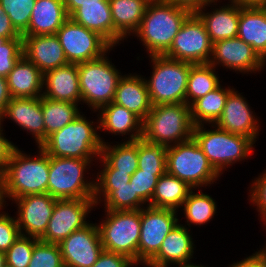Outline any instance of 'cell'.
Returning a JSON list of instances; mask_svg holds the SVG:
<instances>
[{
	"label": "cell",
	"instance_id": "obj_1",
	"mask_svg": "<svg viewBox=\"0 0 266 267\" xmlns=\"http://www.w3.org/2000/svg\"><path fill=\"white\" fill-rule=\"evenodd\" d=\"M193 12L166 0H151L137 31L132 35L142 42L148 56L164 55L185 20Z\"/></svg>",
	"mask_w": 266,
	"mask_h": 267
},
{
	"label": "cell",
	"instance_id": "obj_2",
	"mask_svg": "<svg viewBox=\"0 0 266 267\" xmlns=\"http://www.w3.org/2000/svg\"><path fill=\"white\" fill-rule=\"evenodd\" d=\"M38 155L31 156L17 146L13 149L2 173V205L15 198L30 194L47 193L49 177V155L40 147ZM9 198V199H8Z\"/></svg>",
	"mask_w": 266,
	"mask_h": 267
},
{
	"label": "cell",
	"instance_id": "obj_3",
	"mask_svg": "<svg viewBox=\"0 0 266 267\" xmlns=\"http://www.w3.org/2000/svg\"><path fill=\"white\" fill-rule=\"evenodd\" d=\"M83 112L62 129L50 135L40 147L54 157L99 159L102 145L106 143L97 130V122L87 120ZM97 125H94L96 124Z\"/></svg>",
	"mask_w": 266,
	"mask_h": 267
},
{
	"label": "cell",
	"instance_id": "obj_4",
	"mask_svg": "<svg viewBox=\"0 0 266 267\" xmlns=\"http://www.w3.org/2000/svg\"><path fill=\"white\" fill-rule=\"evenodd\" d=\"M204 126H194L192 137L220 175L231 165L247 160L252 155L255 143L251 139L222 130L214 124L209 126L213 130H206Z\"/></svg>",
	"mask_w": 266,
	"mask_h": 267
},
{
	"label": "cell",
	"instance_id": "obj_5",
	"mask_svg": "<svg viewBox=\"0 0 266 267\" xmlns=\"http://www.w3.org/2000/svg\"><path fill=\"white\" fill-rule=\"evenodd\" d=\"M94 160L49 156L47 193L56 199L94 198L95 179L84 175Z\"/></svg>",
	"mask_w": 266,
	"mask_h": 267
},
{
	"label": "cell",
	"instance_id": "obj_6",
	"mask_svg": "<svg viewBox=\"0 0 266 267\" xmlns=\"http://www.w3.org/2000/svg\"><path fill=\"white\" fill-rule=\"evenodd\" d=\"M193 128L186 103L155 105L143 121L142 138L168 147L191 139Z\"/></svg>",
	"mask_w": 266,
	"mask_h": 267
},
{
	"label": "cell",
	"instance_id": "obj_7",
	"mask_svg": "<svg viewBox=\"0 0 266 267\" xmlns=\"http://www.w3.org/2000/svg\"><path fill=\"white\" fill-rule=\"evenodd\" d=\"M152 73L146 80L152 106L186 103L188 75L191 63L164 55L148 56Z\"/></svg>",
	"mask_w": 266,
	"mask_h": 267
},
{
	"label": "cell",
	"instance_id": "obj_8",
	"mask_svg": "<svg viewBox=\"0 0 266 267\" xmlns=\"http://www.w3.org/2000/svg\"><path fill=\"white\" fill-rule=\"evenodd\" d=\"M166 167L168 174L181 179L193 189L210 187L221 177L193 137L167 147Z\"/></svg>",
	"mask_w": 266,
	"mask_h": 267
},
{
	"label": "cell",
	"instance_id": "obj_9",
	"mask_svg": "<svg viewBox=\"0 0 266 267\" xmlns=\"http://www.w3.org/2000/svg\"><path fill=\"white\" fill-rule=\"evenodd\" d=\"M107 55L108 52L101 58L77 64L82 102L93 112L113 102L118 82L123 76Z\"/></svg>",
	"mask_w": 266,
	"mask_h": 267
},
{
	"label": "cell",
	"instance_id": "obj_10",
	"mask_svg": "<svg viewBox=\"0 0 266 267\" xmlns=\"http://www.w3.org/2000/svg\"><path fill=\"white\" fill-rule=\"evenodd\" d=\"M97 224L103 249L129 257L138 265L141 209L107 210Z\"/></svg>",
	"mask_w": 266,
	"mask_h": 267
},
{
	"label": "cell",
	"instance_id": "obj_11",
	"mask_svg": "<svg viewBox=\"0 0 266 267\" xmlns=\"http://www.w3.org/2000/svg\"><path fill=\"white\" fill-rule=\"evenodd\" d=\"M68 63L80 64L101 58L114 48L97 32L89 30L70 18L56 32Z\"/></svg>",
	"mask_w": 266,
	"mask_h": 267
},
{
	"label": "cell",
	"instance_id": "obj_12",
	"mask_svg": "<svg viewBox=\"0 0 266 267\" xmlns=\"http://www.w3.org/2000/svg\"><path fill=\"white\" fill-rule=\"evenodd\" d=\"M213 43L204 23L193 12L174 37L165 57L191 64H207L212 56Z\"/></svg>",
	"mask_w": 266,
	"mask_h": 267
},
{
	"label": "cell",
	"instance_id": "obj_13",
	"mask_svg": "<svg viewBox=\"0 0 266 267\" xmlns=\"http://www.w3.org/2000/svg\"><path fill=\"white\" fill-rule=\"evenodd\" d=\"M179 222L178 211L151 206L141 209L139 266H145L158 253L165 237Z\"/></svg>",
	"mask_w": 266,
	"mask_h": 267
},
{
	"label": "cell",
	"instance_id": "obj_14",
	"mask_svg": "<svg viewBox=\"0 0 266 267\" xmlns=\"http://www.w3.org/2000/svg\"><path fill=\"white\" fill-rule=\"evenodd\" d=\"M96 208L94 199H57L44 235L39 239L46 243L59 244L74 231L83 228L88 213Z\"/></svg>",
	"mask_w": 266,
	"mask_h": 267
},
{
	"label": "cell",
	"instance_id": "obj_15",
	"mask_svg": "<svg viewBox=\"0 0 266 267\" xmlns=\"http://www.w3.org/2000/svg\"><path fill=\"white\" fill-rule=\"evenodd\" d=\"M209 64L215 68L220 65L242 75L259 73L266 66L253 47L238 37L214 42Z\"/></svg>",
	"mask_w": 266,
	"mask_h": 267
},
{
	"label": "cell",
	"instance_id": "obj_16",
	"mask_svg": "<svg viewBox=\"0 0 266 267\" xmlns=\"http://www.w3.org/2000/svg\"><path fill=\"white\" fill-rule=\"evenodd\" d=\"M58 245L65 267H92L104 250L96 222L74 231Z\"/></svg>",
	"mask_w": 266,
	"mask_h": 267
},
{
	"label": "cell",
	"instance_id": "obj_17",
	"mask_svg": "<svg viewBox=\"0 0 266 267\" xmlns=\"http://www.w3.org/2000/svg\"><path fill=\"white\" fill-rule=\"evenodd\" d=\"M56 198L48 193L30 194L15 198L16 219L21 235L40 239L48 226Z\"/></svg>",
	"mask_w": 266,
	"mask_h": 267
},
{
	"label": "cell",
	"instance_id": "obj_18",
	"mask_svg": "<svg viewBox=\"0 0 266 267\" xmlns=\"http://www.w3.org/2000/svg\"><path fill=\"white\" fill-rule=\"evenodd\" d=\"M241 94L235 88L228 94L222 114L214 125L230 133L245 136L255 143L260 136L261 122Z\"/></svg>",
	"mask_w": 266,
	"mask_h": 267
},
{
	"label": "cell",
	"instance_id": "obj_19",
	"mask_svg": "<svg viewBox=\"0 0 266 267\" xmlns=\"http://www.w3.org/2000/svg\"><path fill=\"white\" fill-rule=\"evenodd\" d=\"M219 1L212 0L194 12L204 23L205 29L212 43L223 39L237 37L238 33L240 3L236 0H228V4H224L221 7L219 5V8H216ZM220 2H222V0ZM210 6V9H213L211 12L207 11V7Z\"/></svg>",
	"mask_w": 266,
	"mask_h": 267
},
{
	"label": "cell",
	"instance_id": "obj_20",
	"mask_svg": "<svg viewBox=\"0 0 266 267\" xmlns=\"http://www.w3.org/2000/svg\"><path fill=\"white\" fill-rule=\"evenodd\" d=\"M23 56L43 74L68 64L56 34L22 36Z\"/></svg>",
	"mask_w": 266,
	"mask_h": 267
},
{
	"label": "cell",
	"instance_id": "obj_21",
	"mask_svg": "<svg viewBox=\"0 0 266 267\" xmlns=\"http://www.w3.org/2000/svg\"><path fill=\"white\" fill-rule=\"evenodd\" d=\"M8 118L17 126L32 134L36 145L45 141V124L43 121L41 97L11 98L6 110L0 115V123Z\"/></svg>",
	"mask_w": 266,
	"mask_h": 267
},
{
	"label": "cell",
	"instance_id": "obj_22",
	"mask_svg": "<svg viewBox=\"0 0 266 267\" xmlns=\"http://www.w3.org/2000/svg\"><path fill=\"white\" fill-rule=\"evenodd\" d=\"M195 246L189 228L179 222L165 237L158 253L144 267H167L192 262Z\"/></svg>",
	"mask_w": 266,
	"mask_h": 267
},
{
	"label": "cell",
	"instance_id": "obj_23",
	"mask_svg": "<svg viewBox=\"0 0 266 267\" xmlns=\"http://www.w3.org/2000/svg\"><path fill=\"white\" fill-rule=\"evenodd\" d=\"M43 97L82 104L77 64L68 63L43 74Z\"/></svg>",
	"mask_w": 266,
	"mask_h": 267
},
{
	"label": "cell",
	"instance_id": "obj_24",
	"mask_svg": "<svg viewBox=\"0 0 266 267\" xmlns=\"http://www.w3.org/2000/svg\"><path fill=\"white\" fill-rule=\"evenodd\" d=\"M99 129L125 137V141L139 140L143 136V121L133 112L114 102L102 106L98 111ZM128 139V140H127Z\"/></svg>",
	"mask_w": 266,
	"mask_h": 267
},
{
	"label": "cell",
	"instance_id": "obj_25",
	"mask_svg": "<svg viewBox=\"0 0 266 267\" xmlns=\"http://www.w3.org/2000/svg\"><path fill=\"white\" fill-rule=\"evenodd\" d=\"M125 74L118 82L113 102L125 107L144 121L152 109L149 92L142 75Z\"/></svg>",
	"mask_w": 266,
	"mask_h": 267
},
{
	"label": "cell",
	"instance_id": "obj_26",
	"mask_svg": "<svg viewBox=\"0 0 266 267\" xmlns=\"http://www.w3.org/2000/svg\"><path fill=\"white\" fill-rule=\"evenodd\" d=\"M150 1L109 0L114 22V47L137 31Z\"/></svg>",
	"mask_w": 266,
	"mask_h": 267
},
{
	"label": "cell",
	"instance_id": "obj_27",
	"mask_svg": "<svg viewBox=\"0 0 266 267\" xmlns=\"http://www.w3.org/2000/svg\"><path fill=\"white\" fill-rule=\"evenodd\" d=\"M68 18L64 0H36L28 29L22 36L56 34Z\"/></svg>",
	"mask_w": 266,
	"mask_h": 267
},
{
	"label": "cell",
	"instance_id": "obj_28",
	"mask_svg": "<svg viewBox=\"0 0 266 267\" xmlns=\"http://www.w3.org/2000/svg\"><path fill=\"white\" fill-rule=\"evenodd\" d=\"M237 37L251 45L266 62V6H243L240 3Z\"/></svg>",
	"mask_w": 266,
	"mask_h": 267
},
{
	"label": "cell",
	"instance_id": "obj_29",
	"mask_svg": "<svg viewBox=\"0 0 266 267\" xmlns=\"http://www.w3.org/2000/svg\"><path fill=\"white\" fill-rule=\"evenodd\" d=\"M6 79L12 98L43 96V73L24 56L18 60Z\"/></svg>",
	"mask_w": 266,
	"mask_h": 267
},
{
	"label": "cell",
	"instance_id": "obj_30",
	"mask_svg": "<svg viewBox=\"0 0 266 267\" xmlns=\"http://www.w3.org/2000/svg\"><path fill=\"white\" fill-rule=\"evenodd\" d=\"M69 18L75 23L97 32L114 47V22L109 1H99V4H82Z\"/></svg>",
	"mask_w": 266,
	"mask_h": 267
},
{
	"label": "cell",
	"instance_id": "obj_31",
	"mask_svg": "<svg viewBox=\"0 0 266 267\" xmlns=\"http://www.w3.org/2000/svg\"><path fill=\"white\" fill-rule=\"evenodd\" d=\"M193 188L167 172L159 177L150 206L179 211Z\"/></svg>",
	"mask_w": 266,
	"mask_h": 267
},
{
	"label": "cell",
	"instance_id": "obj_32",
	"mask_svg": "<svg viewBox=\"0 0 266 267\" xmlns=\"http://www.w3.org/2000/svg\"><path fill=\"white\" fill-rule=\"evenodd\" d=\"M95 206L104 202L107 210H137L148 206L137 194L130 182L122 186H95Z\"/></svg>",
	"mask_w": 266,
	"mask_h": 267
},
{
	"label": "cell",
	"instance_id": "obj_33",
	"mask_svg": "<svg viewBox=\"0 0 266 267\" xmlns=\"http://www.w3.org/2000/svg\"><path fill=\"white\" fill-rule=\"evenodd\" d=\"M234 88L221 84L190 106L191 120L194 126L214 124L221 116L228 94Z\"/></svg>",
	"mask_w": 266,
	"mask_h": 267
},
{
	"label": "cell",
	"instance_id": "obj_34",
	"mask_svg": "<svg viewBox=\"0 0 266 267\" xmlns=\"http://www.w3.org/2000/svg\"><path fill=\"white\" fill-rule=\"evenodd\" d=\"M41 107L45 124V140L82 113L78 104L56 101L43 96H41Z\"/></svg>",
	"mask_w": 266,
	"mask_h": 267
},
{
	"label": "cell",
	"instance_id": "obj_35",
	"mask_svg": "<svg viewBox=\"0 0 266 267\" xmlns=\"http://www.w3.org/2000/svg\"><path fill=\"white\" fill-rule=\"evenodd\" d=\"M215 67L207 64H192L188 75L186 104L191 106L196 100L202 98L216 89L221 83Z\"/></svg>",
	"mask_w": 266,
	"mask_h": 267
},
{
	"label": "cell",
	"instance_id": "obj_36",
	"mask_svg": "<svg viewBox=\"0 0 266 267\" xmlns=\"http://www.w3.org/2000/svg\"><path fill=\"white\" fill-rule=\"evenodd\" d=\"M116 143L103 144L100 155L118 172L132 175L138 169V140Z\"/></svg>",
	"mask_w": 266,
	"mask_h": 267
},
{
	"label": "cell",
	"instance_id": "obj_37",
	"mask_svg": "<svg viewBox=\"0 0 266 267\" xmlns=\"http://www.w3.org/2000/svg\"><path fill=\"white\" fill-rule=\"evenodd\" d=\"M192 189L188 194V197L183 202L182 209L184 217L186 218V224L188 227L192 225L202 226L212 218H214L217 213V203L209 194L201 192L202 190ZM199 191V192H198Z\"/></svg>",
	"mask_w": 266,
	"mask_h": 267
},
{
	"label": "cell",
	"instance_id": "obj_38",
	"mask_svg": "<svg viewBox=\"0 0 266 267\" xmlns=\"http://www.w3.org/2000/svg\"><path fill=\"white\" fill-rule=\"evenodd\" d=\"M167 146L138 140V169L148 172H167Z\"/></svg>",
	"mask_w": 266,
	"mask_h": 267
},
{
	"label": "cell",
	"instance_id": "obj_39",
	"mask_svg": "<svg viewBox=\"0 0 266 267\" xmlns=\"http://www.w3.org/2000/svg\"><path fill=\"white\" fill-rule=\"evenodd\" d=\"M35 2L36 0H0L2 9L21 35L28 29Z\"/></svg>",
	"mask_w": 266,
	"mask_h": 267
},
{
	"label": "cell",
	"instance_id": "obj_40",
	"mask_svg": "<svg viewBox=\"0 0 266 267\" xmlns=\"http://www.w3.org/2000/svg\"><path fill=\"white\" fill-rule=\"evenodd\" d=\"M38 241L35 237L20 235L5 252L6 264L11 267H28L34 245Z\"/></svg>",
	"mask_w": 266,
	"mask_h": 267
},
{
	"label": "cell",
	"instance_id": "obj_41",
	"mask_svg": "<svg viewBox=\"0 0 266 267\" xmlns=\"http://www.w3.org/2000/svg\"><path fill=\"white\" fill-rule=\"evenodd\" d=\"M28 267H65L59 245L39 240Z\"/></svg>",
	"mask_w": 266,
	"mask_h": 267
},
{
	"label": "cell",
	"instance_id": "obj_42",
	"mask_svg": "<svg viewBox=\"0 0 266 267\" xmlns=\"http://www.w3.org/2000/svg\"><path fill=\"white\" fill-rule=\"evenodd\" d=\"M166 172H148L137 169L130 178V183L134 188V194H137L148 206L154 194L159 177Z\"/></svg>",
	"mask_w": 266,
	"mask_h": 267
},
{
	"label": "cell",
	"instance_id": "obj_43",
	"mask_svg": "<svg viewBox=\"0 0 266 267\" xmlns=\"http://www.w3.org/2000/svg\"><path fill=\"white\" fill-rule=\"evenodd\" d=\"M22 56V39L0 37V76L6 78Z\"/></svg>",
	"mask_w": 266,
	"mask_h": 267
},
{
	"label": "cell",
	"instance_id": "obj_44",
	"mask_svg": "<svg viewBox=\"0 0 266 267\" xmlns=\"http://www.w3.org/2000/svg\"><path fill=\"white\" fill-rule=\"evenodd\" d=\"M5 205L0 204V251L6 252L21 235L16 217L10 216ZM2 212V213H1Z\"/></svg>",
	"mask_w": 266,
	"mask_h": 267
},
{
	"label": "cell",
	"instance_id": "obj_45",
	"mask_svg": "<svg viewBox=\"0 0 266 267\" xmlns=\"http://www.w3.org/2000/svg\"><path fill=\"white\" fill-rule=\"evenodd\" d=\"M100 171L95 176V186H122L126 185L131 178L128 172H118L101 155L99 156Z\"/></svg>",
	"mask_w": 266,
	"mask_h": 267
},
{
	"label": "cell",
	"instance_id": "obj_46",
	"mask_svg": "<svg viewBox=\"0 0 266 267\" xmlns=\"http://www.w3.org/2000/svg\"><path fill=\"white\" fill-rule=\"evenodd\" d=\"M248 193V200L255 205L260 217L266 214V169L252 180Z\"/></svg>",
	"mask_w": 266,
	"mask_h": 267
},
{
	"label": "cell",
	"instance_id": "obj_47",
	"mask_svg": "<svg viewBox=\"0 0 266 267\" xmlns=\"http://www.w3.org/2000/svg\"><path fill=\"white\" fill-rule=\"evenodd\" d=\"M137 267L138 265L129 257L103 250L92 267Z\"/></svg>",
	"mask_w": 266,
	"mask_h": 267
},
{
	"label": "cell",
	"instance_id": "obj_48",
	"mask_svg": "<svg viewBox=\"0 0 266 267\" xmlns=\"http://www.w3.org/2000/svg\"><path fill=\"white\" fill-rule=\"evenodd\" d=\"M3 128V124L0 123V171L2 173L6 168L13 149L17 146L14 145V143L9 139H6L5 135L3 134Z\"/></svg>",
	"mask_w": 266,
	"mask_h": 267
},
{
	"label": "cell",
	"instance_id": "obj_49",
	"mask_svg": "<svg viewBox=\"0 0 266 267\" xmlns=\"http://www.w3.org/2000/svg\"><path fill=\"white\" fill-rule=\"evenodd\" d=\"M0 37L6 39H22V35L14 28L9 16L0 5Z\"/></svg>",
	"mask_w": 266,
	"mask_h": 267
},
{
	"label": "cell",
	"instance_id": "obj_50",
	"mask_svg": "<svg viewBox=\"0 0 266 267\" xmlns=\"http://www.w3.org/2000/svg\"><path fill=\"white\" fill-rule=\"evenodd\" d=\"M229 267H266V262L263 261L256 253L245 257L243 260L234 262Z\"/></svg>",
	"mask_w": 266,
	"mask_h": 267
},
{
	"label": "cell",
	"instance_id": "obj_51",
	"mask_svg": "<svg viewBox=\"0 0 266 267\" xmlns=\"http://www.w3.org/2000/svg\"><path fill=\"white\" fill-rule=\"evenodd\" d=\"M11 98L12 97L8 89L7 79L0 76V115L6 110Z\"/></svg>",
	"mask_w": 266,
	"mask_h": 267
},
{
	"label": "cell",
	"instance_id": "obj_52",
	"mask_svg": "<svg viewBox=\"0 0 266 267\" xmlns=\"http://www.w3.org/2000/svg\"><path fill=\"white\" fill-rule=\"evenodd\" d=\"M166 1L181 7H185L191 10L192 12H195L197 9L203 7L212 0H166Z\"/></svg>",
	"mask_w": 266,
	"mask_h": 267
},
{
	"label": "cell",
	"instance_id": "obj_53",
	"mask_svg": "<svg viewBox=\"0 0 266 267\" xmlns=\"http://www.w3.org/2000/svg\"><path fill=\"white\" fill-rule=\"evenodd\" d=\"M99 1H109V0H64V5L67 14L70 16L82 4H99Z\"/></svg>",
	"mask_w": 266,
	"mask_h": 267
},
{
	"label": "cell",
	"instance_id": "obj_54",
	"mask_svg": "<svg viewBox=\"0 0 266 267\" xmlns=\"http://www.w3.org/2000/svg\"><path fill=\"white\" fill-rule=\"evenodd\" d=\"M243 6H266V0H236Z\"/></svg>",
	"mask_w": 266,
	"mask_h": 267
},
{
	"label": "cell",
	"instance_id": "obj_55",
	"mask_svg": "<svg viewBox=\"0 0 266 267\" xmlns=\"http://www.w3.org/2000/svg\"><path fill=\"white\" fill-rule=\"evenodd\" d=\"M177 266H174V267H207V266H204V265H197L196 263L194 264L193 262H189V263H181V264H175ZM169 267V266H167ZM173 267V266H171Z\"/></svg>",
	"mask_w": 266,
	"mask_h": 267
},
{
	"label": "cell",
	"instance_id": "obj_56",
	"mask_svg": "<svg viewBox=\"0 0 266 267\" xmlns=\"http://www.w3.org/2000/svg\"><path fill=\"white\" fill-rule=\"evenodd\" d=\"M263 261L266 262V243L263 248L255 252Z\"/></svg>",
	"mask_w": 266,
	"mask_h": 267
},
{
	"label": "cell",
	"instance_id": "obj_57",
	"mask_svg": "<svg viewBox=\"0 0 266 267\" xmlns=\"http://www.w3.org/2000/svg\"><path fill=\"white\" fill-rule=\"evenodd\" d=\"M2 195H3V178H2V172L0 171V204H2Z\"/></svg>",
	"mask_w": 266,
	"mask_h": 267
},
{
	"label": "cell",
	"instance_id": "obj_58",
	"mask_svg": "<svg viewBox=\"0 0 266 267\" xmlns=\"http://www.w3.org/2000/svg\"><path fill=\"white\" fill-rule=\"evenodd\" d=\"M5 265H6L5 252L0 251V267H4Z\"/></svg>",
	"mask_w": 266,
	"mask_h": 267
},
{
	"label": "cell",
	"instance_id": "obj_59",
	"mask_svg": "<svg viewBox=\"0 0 266 267\" xmlns=\"http://www.w3.org/2000/svg\"><path fill=\"white\" fill-rule=\"evenodd\" d=\"M260 218H261V221H263V224H264L265 230H266V214L262 215Z\"/></svg>",
	"mask_w": 266,
	"mask_h": 267
}]
</instances>
